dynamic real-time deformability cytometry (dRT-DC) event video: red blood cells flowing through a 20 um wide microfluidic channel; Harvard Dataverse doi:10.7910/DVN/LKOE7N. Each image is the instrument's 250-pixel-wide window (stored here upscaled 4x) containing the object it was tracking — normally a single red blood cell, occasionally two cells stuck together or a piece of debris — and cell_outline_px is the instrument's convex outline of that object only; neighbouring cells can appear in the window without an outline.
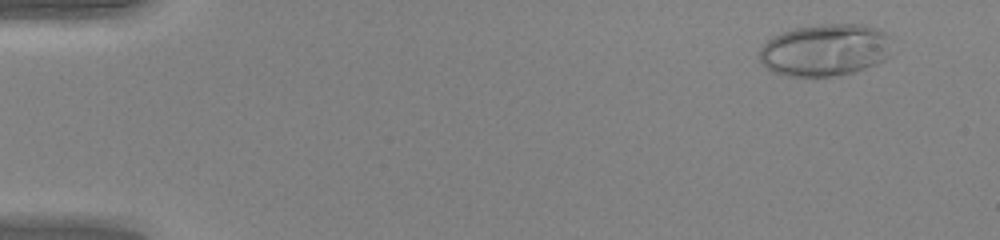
{"species": "human", "species_latin": "Homo sapiens", "temperature_condition": "warm", "stored_images_in_passage": 49, "camera_frame_rate_fps": 3000, "um_per_image_px": 0.085, "donor": {"sex": "female"}, "frame": {"image": 1, "passage_image": 4, "time_ms": 1.0, "image_size_px": [1000, 240], "cell_outline_px": [[892, 36], [888, 56], [884, 60], [876, 64], [856, 72], [832, 76], [784, 76], [772, 72], [760, 60], [760, 48], [772, 36], [792, 28], [820, 24], [864, 24], [880, 28], [888, 32]], "centroid_in_image_um": [70.17, 4.23], "position_along_channel_um": 14.8, "area_um2": 40.86}}
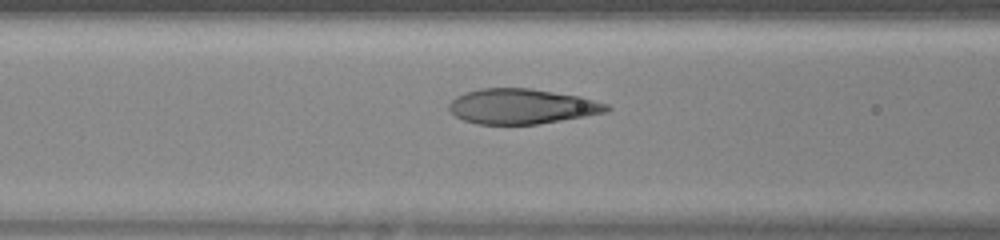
{"frame": {"image": 2, "passage_image": 21, "time_ms": 6.667, "image_size_px": [1000, 240], "cell_outline_px": [[612, 108], [608, 112], [536, 124], [476, 124], [464, 120], [456, 116], [448, 108], [448, 104], [456, 96], [464, 92], [480, 88], [528, 88], [580, 96], [608, 104]], "centroid_in_image_um": [44.34, 9.03], "position_along_channel_um": 122.3, "area_um2": 32.19}}
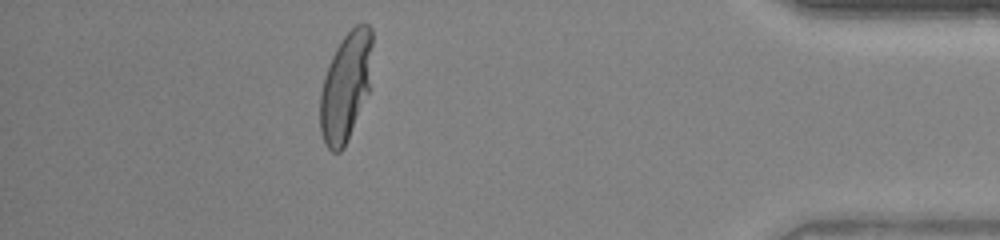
{"frame": {"image": 3, "passage_image": 44, "time_ms": 14.333, "image_size_px": [1000, 240], "cell_outline_px": [[372, 44], [368, 92], [344, 148], [340, 152], [332, 152], [324, 144], [320, 132], [320, 92], [324, 76], [328, 64], [336, 48], [344, 36], [356, 24], [368, 24], [372, 28]], "centroid_in_image_um": [29.36, 7.37], "position_along_channel_um": 405.8, "area_um2": 32.89}, "authors_computed_cell_mechanics": {"area_um2": 33.3506, "velocity_mm_per_s": 4.2528, "shape_relaxation_time_tau1_ms": 4.6252, "shape_relaxation_time_tau2_ms": null, "deformation_change_tau1": 0.2983, "deformation_change_tau2": null}}